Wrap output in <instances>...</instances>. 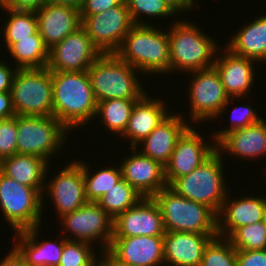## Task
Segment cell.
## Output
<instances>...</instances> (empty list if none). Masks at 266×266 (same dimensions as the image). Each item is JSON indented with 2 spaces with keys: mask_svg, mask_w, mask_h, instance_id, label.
I'll use <instances>...</instances> for the list:
<instances>
[{
  "mask_svg": "<svg viewBox=\"0 0 266 266\" xmlns=\"http://www.w3.org/2000/svg\"><path fill=\"white\" fill-rule=\"evenodd\" d=\"M52 73L53 116L70 132L95 119L97 100L87 71Z\"/></svg>",
  "mask_w": 266,
  "mask_h": 266,
  "instance_id": "obj_1",
  "label": "cell"
},
{
  "mask_svg": "<svg viewBox=\"0 0 266 266\" xmlns=\"http://www.w3.org/2000/svg\"><path fill=\"white\" fill-rule=\"evenodd\" d=\"M151 25H134L116 54L142 75L171 74L169 34Z\"/></svg>",
  "mask_w": 266,
  "mask_h": 266,
  "instance_id": "obj_2",
  "label": "cell"
},
{
  "mask_svg": "<svg viewBox=\"0 0 266 266\" xmlns=\"http://www.w3.org/2000/svg\"><path fill=\"white\" fill-rule=\"evenodd\" d=\"M179 19L174 20L168 30L171 74L213 67L221 47L196 23Z\"/></svg>",
  "mask_w": 266,
  "mask_h": 266,
  "instance_id": "obj_3",
  "label": "cell"
},
{
  "mask_svg": "<svg viewBox=\"0 0 266 266\" xmlns=\"http://www.w3.org/2000/svg\"><path fill=\"white\" fill-rule=\"evenodd\" d=\"M139 71L116 53L102 54L87 70L97 102L108 99H141L146 94ZM138 73V74H137Z\"/></svg>",
  "mask_w": 266,
  "mask_h": 266,
  "instance_id": "obj_4",
  "label": "cell"
},
{
  "mask_svg": "<svg viewBox=\"0 0 266 266\" xmlns=\"http://www.w3.org/2000/svg\"><path fill=\"white\" fill-rule=\"evenodd\" d=\"M152 198L159 206L166 232L217 234V214L207 205L186 199L169 186Z\"/></svg>",
  "mask_w": 266,
  "mask_h": 266,
  "instance_id": "obj_5",
  "label": "cell"
},
{
  "mask_svg": "<svg viewBox=\"0 0 266 266\" xmlns=\"http://www.w3.org/2000/svg\"><path fill=\"white\" fill-rule=\"evenodd\" d=\"M224 160L216 150L199 167L177 178L169 187L186 199L207 205L217 214L230 191L224 176Z\"/></svg>",
  "mask_w": 266,
  "mask_h": 266,
  "instance_id": "obj_6",
  "label": "cell"
},
{
  "mask_svg": "<svg viewBox=\"0 0 266 266\" xmlns=\"http://www.w3.org/2000/svg\"><path fill=\"white\" fill-rule=\"evenodd\" d=\"M68 133L70 131L54 116L17 115V154L41 157L52 164L51 159L68 144Z\"/></svg>",
  "mask_w": 266,
  "mask_h": 266,
  "instance_id": "obj_7",
  "label": "cell"
},
{
  "mask_svg": "<svg viewBox=\"0 0 266 266\" xmlns=\"http://www.w3.org/2000/svg\"><path fill=\"white\" fill-rule=\"evenodd\" d=\"M44 189H33L0 170V209L13 232L39 227L42 222Z\"/></svg>",
  "mask_w": 266,
  "mask_h": 266,
  "instance_id": "obj_8",
  "label": "cell"
},
{
  "mask_svg": "<svg viewBox=\"0 0 266 266\" xmlns=\"http://www.w3.org/2000/svg\"><path fill=\"white\" fill-rule=\"evenodd\" d=\"M11 95L16 115L53 116L52 73L47 67L17 69Z\"/></svg>",
  "mask_w": 266,
  "mask_h": 266,
  "instance_id": "obj_9",
  "label": "cell"
},
{
  "mask_svg": "<svg viewBox=\"0 0 266 266\" xmlns=\"http://www.w3.org/2000/svg\"><path fill=\"white\" fill-rule=\"evenodd\" d=\"M189 74L192 77L187 91L190 96L188 101L190 104L189 113L191 114L189 123L191 121V125L199 124L205 120L210 121L212 119L215 121V119L222 117L235 97L230 98L227 95L215 67L187 73V75Z\"/></svg>",
  "mask_w": 266,
  "mask_h": 266,
  "instance_id": "obj_10",
  "label": "cell"
},
{
  "mask_svg": "<svg viewBox=\"0 0 266 266\" xmlns=\"http://www.w3.org/2000/svg\"><path fill=\"white\" fill-rule=\"evenodd\" d=\"M59 219L63 226L61 232L64 238L86 242L91 245L96 241L98 250H107L114 235V219L107 214L96 202H87L73 212L63 215ZM66 231L70 232L69 236ZM99 240V242H98ZM100 243V244H99Z\"/></svg>",
  "mask_w": 266,
  "mask_h": 266,
  "instance_id": "obj_11",
  "label": "cell"
},
{
  "mask_svg": "<svg viewBox=\"0 0 266 266\" xmlns=\"http://www.w3.org/2000/svg\"><path fill=\"white\" fill-rule=\"evenodd\" d=\"M81 26L102 54L116 53L134 26L124 0L102 13L81 17Z\"/></svg>",
  "mask_w": 266,
  "mask_h": 266,
  "instance_id": "obj_12",
  "label": "cell"
},
{
  "mask_svg": "<svg viewBox=\"0 0 266 266\" xmlns=\"http://www.w3.org/2000/svg\"><path fill=\"white\" fill-rule=\"evenodd\" d=\"M102 55L81 26L49 49L47 68L50 71H87Z\"/></svg>",
  "mask_w": 266,
  "mask_h": 266,
  "instance_id": "obj_13",
  "label": "cell"
},
{
  "mask_svg": "<svg viewBox=\"0 0 266 266\" xmlns=\"http://www.w3.org/2000/svg\"><path fill=\"white\" fill-rule=\"evenodd\" d=\"M203 138L206 137L191 125L178 138L172 155L164 166L168 186L177 178L190 174L216 151V143H208Z\"/></svg>",
  "mask_w": 266,
  "mask_h": 266,
  "instance_id": "obj_14",
  "label": "cell"
},
{
  "mask_svg": "<svg viewBox=\"0 0 266 266\" xmlns=\"http://www.w3.org/2000/svg\"><path fill=\"white\" fill-rule=\"evenodd\" d=\"M62 168L51 180L45 182L44 188L47 196L52 197L51 201L59 218L88 202L82 165L75 159Z\"/></svg>",
  "mask_w": 266,
  "mask_h": 266,
  "instance_id": "obj_15",
  "label": "cell"
},
{
  "mask_svg": "<svg viewBox=\"0 0 266 266\" xmlns=\"http://www.w3.org/2000/svg\"><path fill=\"white\" fill-rule=\"evenodd\" d=\"M165 232L159 206L152 197H143L114 219L113 237L164 236Z\"/></svg>",
  "mask_w": 266,
  "mask_h": 266,
  "instance_id": "obj_16",
  "label": "cell"
},
{
  "mask_svg": "<svg viewBox=\"0 0 266 266\" xmlns=\"http://www.w3.org/2000/svg\"><path fill=\"white\" fill-rule=\"evenodd\" d=\"M132 149V150H131ZM127 157L122 158V178L143 197H153L167 187L165 167L158 161L141 154L135 147Z\"/></svg>",
  "mask_w": 266,
  "mask_h": 266,
  "instance_id": "obj_17",
  "label": "cell"
},
{
  "mask_svg": "<svg viewBox=\"0 0 266 266\" xmlns=\"http://www.w3.org/2000/svg\"><path fill=\"white\" fill-rule=\"evenodd\" d=\"M218 51L214 67L220 75L222 85L227 95L236 99H244L250 94L255 83V60L238 56L223 46ZM220 52V53H219ZM222 53V54H221ZM256 62V63H255ZM249 92V93H248Z\"/></svg>",
  "mask_w": 266,
  "mask_h": 266,
  "instance_id": "obj_18",
  "label": "cell"
},
{
  "mask_svg": "<svg viewBox=\"0 0 266 266\" xmlns=\"http://www.w3.org/2000/svg\"><path fill=\"white\" fill-rule=\"evenodd\" d=\"M107 250L131 266H165L163 236L113 237Z\"/></svg>",
  "mask_w": 266,
  "mask_h": 266,
  "instance_id": "obj_19",
  "label": "cell"
},
{
  "mask_svg": "<svg viewBox=\"0 0 266 266\" xmlns=\"http://www.w3.org/2000/svg\"><path fill=\"white\" fill-rule=\"evenodd\" d=\"M230 193L217 213V234L224 238H228L237 228L262 221L266 207V196L248 194L231 200Z\"/></svg>",
  "mask_w": 266,
  "mask_h": 266,
  "instance_id": "obj_20",
  "label": "cell"
},
{
  "mask_svg": "<svg viewBox=\"0 0 266 266\" xmlns=\"http://www.w3.org/2000/svg\"><path fill=\"white\" fill-rule=\"evenodd\" d=\"M190 125L181 113H170L135 148L144 156L165 166L172 155L178 138ZM138 146L142 147L141 150L138 149Z\"/></svg>",
  "mask_w": 266,
  "mask_h": 266,
  "instance_id": "obj_21",
  "label": "cell"
},
{
  "mask_svg": "<svg viewBox=\"0 0 266 266\" xmlns=\"http://www.w3.org/2000/svg\"><path fill=\"white\" fill-rule=\"evenodd\" d=\"M36 13L38 32L50 49L81 27L80 9L67 5L46 3Z\"/></svg>",
  "mask_w": 266,
  "mask_h": 266,
  "instance_id": "obj_22",
  "label": "cell"
},
{
  "mask_svg": "<svg viewBox=\"0 0 266 266\" xmlns=\"http://www.w3.org/2000/svg\"><path fill=\"white\" fill-rule=\"evenodd\" d=\"M216 150L222 155L242 158V160L257 159L266 155V121H261L247 127L233 130L224 135L217 143ZM224 152L226 154H224Z\"/></svg>",
  "mask_w": 266,
  "mask_h": 266,
  "instance_id": "obj_23",
  "label": "cell"
},
{
  "mask_svg": "<svg viewBox=\"0 0 266 266\" xmlns=\"http://www.w3.org/2000/svg\"><path fill=\"white\" fill-rule=\"evenodd\" d=\"M216 236L218 234L165 232L163 236L165 265L200 266L206 245Z\"/></svg>",
  "mask_w": 266,
  "mask_h": 266,
  "instance_id": "obj_24",
  "label": "cell"
},
{
  "mask_svg": "<svg viewBox=\"0 0 266 266\" xmlns=\"http://www.w3.org/2000/svg\"><path fill=\"white\" fill-rule=\"evenodd\" d=\"M151 98V99H150ZM164 99L149 97L147 92L137 100L129 118L125 132L120 136L136 147L145 139L170 113Z\"/></svg>",
  "mask_w": 266,
  "mask_h": 266,
  "instance_id": "obj_25",
  "label": "cell"
},
{
  "mask_svg": "<svg viewBox=\"0 0 266 266\" xmlns=\"http://www.w3.org/2000/svg\"><path fill=\"white\" fill-rule=\"evenodd\" d=\"M41 227L15 232L13 247L28 266H58L63 251L64 237L55 243L52 240L38 241ZM38 236V237H37Z\"/></svg>",
  "mask_w": 266,
  "mask_h": 266,
  "instance_id": "obj_26",
  "label": "cell"
},
{
  "mask_svg": "<svg viewBox=\"0 0 266 266\" xmlns=\"http://www.w3.org/2000/svg\"><path fill=\"white\" fill-rule=\"evenodd\" d=\"M248 23L230 37L225 47L238 56L264 63L266 61V14Z\"/></svg>",
  "mask_w": 266,
  "mask_h": 266,
  "instance_id": "obj_27",
  "label": "cell"
},
{
  "mask_svg": "<svg viewBox=\"0 0 266 266\" xmlns=\"http://www.w3.org/2000/svg\"><path fill=\"white\" fill-rule=\"evenodd\" d=\"M49 165L41 157L14 154L0 162V170L18 183L33 189H44Z\"/></svg>",
  "mask_w": 266,
  "mask_h": 266,
  "instance_id": "obj_28",
  "label": "cell"
},
{
  "mask_svg": "<svg viewBox=\"0 0 266 266\" xmlns=\"http://www.w3.org/2000/svg\"><path fill=\"white\" fill-rule=\"evenodd\" d=\"M7 52L14 59L17 69L46 68L49 60V49L37 31L29 38L17 39Z\"/></svg>",
  "mask_w": 266,
  "mask_h": 266,
  "instance_id": "obj_29",
  "label": "cell"
},
{
  "mask_svg": "<svg viewBox=\"0 0 266 266\" xmlns=\"http://www.w3.org/2000/svg\"><path fill=\"white\" fill-rule=\"evenodd\" d=\"M140 99H108L98 102L95 118L119 137L125 132L133 107Z\"/></svg>",
  "mask_w": 266,
  "mask_h": 266,
  "instance_id": "obj_30",
  "label": "cell"
},
{
  "mask_svg": "<svg viewBox=\"0 0 266 266\" xmlns=\"http://www.w3.org/2000/svg\"><path fill=\"white\" fill-rule=\"evenodd\" d=\"M83 168V177L85 182V196L88 202H97L114 184L122 179V170L119 166H108L97 169V172L91 173L87 163L83 160H77Z\"/></svg>",
  "mask_w": 266,
  "mask_h": 266,
  "instance_id": "obj_31",
  "label": "cell"
},
{
  "mask_svg": "<svg viewBox=\"0 0 266 266\" xmlns=\"http://www.w3.org/2000/svg\"><path fill=\"white\" fill-rule=\"evenodd\" d=\"M1 10H5L8 15L1 34L5 48L8 49L13 43L17 42V39L29 38L38 31V20L35 12L7 8H1Z\"/></svg>",
  "mask_w": 266,
  "mask_h": 266,
  "instance_id": "obj_32",
  "label": "cell"
},
{
  "mask_svg": "<svg viewBox=\"0 0 266 266\" xmlns=\"http://www.w3.org/2000/svg\"><path fill=\"white\" fill-rule=\"evenodd\" d=\"M142 198L143 196L122 178L96 203L115 219L119 214L136 205Z\"/></svg>",
  "mask_w": 266,
  "mask_h": 266,
  "instance_id": "obj_33",
  "label": "cell"
},
{
  "mask_svg": "<svg viewBox=\"0 0 266 266\" xmlns=\"http://www.w3.org/2000/svg\"><path fill=\"white\" fill-rule=\"evenodd\" d=\"M236 250L266 249V226L262 221L237 228L228 238Z\"/></svg>",
  "mask_w": 266,
  "mask_h": 266,
  "instance_id": "obj_34",
  "label": "cell"
},
{
  "mask_svg": "<svg viewBox=\"0 0 266 266\" xmlns=\"http://www.w3.org/2000/svg\"><path fill=\"white\" fill-rule=\"evenodd\" d=\"M95 250L89 243L64 238L63 251L58 266L98 265L100 255H97L100 251L96 253Z\"/></svg>",
  "mask_w": 266,
  "mask_h": 266,
  "instance_id": "obj_35",
  "label": "cell"
},
{
  "mask_svg": "<svg viewBox=\"0 0 266 266\" xmlns=\"http://www.w3.org/2000/svg\"><path fill=\"white\" fill-rule=\"evenodd\" d=\"M200 266H237L236 249L227 238L216 236L206 245Z\"/></svg>",
  "mask_w": 266,
  "mask_h": 266,
  "instance_id": "obj_36",
  "label": "cell"
},
{
  "mask_svg": "<svg viewBox=\"0 0 266 266\" xmlns=\"http://www.w3.org/2000/svg\"><path fill=\"white\" fill-rule=\"evenodd\" d=\"M129 14L134 25H150V21L141 18H164L176 17L177 15L168 7L163 0H125ZM142 16V17H141Z\"/></svg>",
  "mask_w": 266,
  "mask_h": 266,
  "instance_id": "obj_37",
  "label": "cell"
},
{
  "mask_svg": "<svg viewBox=\"0 0 266 266\" xmlns=\"http://www.w3.org/2000/svg\"><path fill=\"white\" fill-rule=\"evenodd\" d=\"M255 110L256 109H254L252 104H247L245 106L240 105L239 107L236 106L232 111V115L230 116L231 125L229 128L226 126V128L223 130L221 128L220 131L217 130L216 132H212L211 138H214H212V140L217 143L227 133L261 121L263 118H260Z\"/></svg>",
  "mask_w": 266,
  "mask_h": 266,
  "instance_id": "obj_38",
  "label": "cell"
},
{
  "mask_svg": "<svg viewBox=\"0 0 266 266\" xmlns=\"http://www.w3.org/2000/svg\"><path fill=\"white\" fill-rule=\"evenodd\" d=\"M17 154V115L0 119V162Z\"/></svg>",
  "mask_w": 266,
  "mask_h": 266,
  "instance_id": "obj_39",
  "label": "cell"
},
{
  "mask_svg": "<svg viewBox=\"0 0 266 266\" xmlns=\"http://www.w3.org/2000/svg\"><path fill=\"white\" fill-rule=\"evenodd\" d=\"M237 266H266V249L236 250Z\"/></svg>",
  "mask_w": 266,
  "mask_h": 266,
  "instance_id": "obj_40",
  "label": "cell"
},
{
  "mask_svg": "<svg viewBox=\"0 0 266 266\" xmlns=\"http://www.w3.org/2000/svg\"><path fill=\"white\" fill-rule=\"evenodd\" d=\"M124 0H86L80 9V17H88L102 13L110 8L120 5Z\"/></svg>",
  "mask_w": 266,
  "mask_h": 266,
  "instance_id": "obj_41",
  "label": "cell"
},
{
  "mask_svg": "<svg viewBox=\"0 0 266 266\" xmlns=\"http://www.w3.org/2000/svg\"><path fill=\"white\" fill-rule=\"evenodd\" d=\"M47 0H0V8L37 12Z\"/></svg>",
  "mask_w": 266,
  "mask_h": 266,
  "instance_id": "obj_42",
  "label": "cell"
},
{
  "mask_svg": "<svg viewBox=\"0 0 266 266\" xmlns=\"http://www.w3.org/2000/svg\"><path fill=\"white\" fill-rule=\"evenodd\" d=\"M7 64V65H6ZM17 68L0 58V92H11L12 80Z\"/></svg>",
  "mask_w": 266,
  "mask_h": 266,
  "instance_id": "obj_43",
  "label": "cell"
},
{
  "mask_svg": "<svg viewBox=\"0 0 266 266\" xmlns=\"http://www.w3.org/2000/svg\"><path fill=\"white\" fill-rule=\"evenodd\" d=\"M163 1L176 15L177 13L181 12L184 14V12L188 13L190 10L193 11L197 5L196 3L197 0H163Z\"/></svg>",
  "mask_w": 266,
  "mask_h": 266,
  "instance_id": "obj_44",
  "label": "cell"
},
{
  "mask_svg": "<svg viewBox=\"0 0 266 266\" xmlns=\"http://www.w3.org/2000/svg\"><path fill=\"white\" fill-rule=\"evenodd\" d=\"M16 115L11 92H0V119Z\"/></svg>",
  "mask_w": 266,
  "mask_h": 266,
  "instance_id": "obj_45",
  "label": "cell"
},
{
  "mask_svg": "<svg viewBox=\"0 0 266 266\" xmlns=\"http://www.w3.org/2000/svg\"><path fill=\"white\" fill-rule=\"evenodd\" d=\"M9 251L10 252L0 260V266H28L24 258L14 247H11V250L9 249Z\"/></svg>",
  "mask_w": 266,
  "mask_h": 266,
  "instance_id": "obj_46",
  "label": "cell"
},
{
  "mask_svg": "<svg viewBox=\"0 0 266 266\" xmlns=\"http://www.w3.org/2000/svg\"><path fill=\"white\" fill-rule=\"evenodd\" d=\"M102 253V254H101ZM98 266H131L116 259L108 250L100 252Z\"/></svg>",
  "mask_w": 266,
  "mask_h": 266,
  "instance_id": "obj_47",
  "label": "cell"
},
{
  "mask_svg": "<svg viewBox=\"0 0 266 266\" xmlns=\"http://www.w3.org/2000/svg\"><path fill=\"white\" fill-rule=\"evenodd\" d=\"M85 2L86 0H47L49 4L73 6L78 9H81Z\"/></svg>",
  "mask_w": 266,
  "mask_h": 266,
  "instance_id": "obj_48",
  "label": "cell"
},
{
  "mask_svg": "<svg viewBox=\"0 0 266 266\" xmlns=\"http://www.w3.org/2000/svg\"><path fill=\"white\" fill-rule=\"evenodd\" d=\"M262 222L266 226V207H265L264 212H263Z\"/></svg>",
  "mask_w": 266,
  "mask_h": 266,
  "instance_id": "obj_49",
  "label": "cell"
},
{
  "mask_svg": "<svg viewBox=\"0 0 266 266\" xmlns=\"http://www.w3.org/2000/svg\"><path fill=\"white\" fill-rule=\"evenodd\" d=\"M79 266H98V265H79Z\"/></svg>",
  "mask_w": 266,
  "mask_h": 266,
  "instance_id": "obj_50",
  "label": "cell"
}]
</instances>
